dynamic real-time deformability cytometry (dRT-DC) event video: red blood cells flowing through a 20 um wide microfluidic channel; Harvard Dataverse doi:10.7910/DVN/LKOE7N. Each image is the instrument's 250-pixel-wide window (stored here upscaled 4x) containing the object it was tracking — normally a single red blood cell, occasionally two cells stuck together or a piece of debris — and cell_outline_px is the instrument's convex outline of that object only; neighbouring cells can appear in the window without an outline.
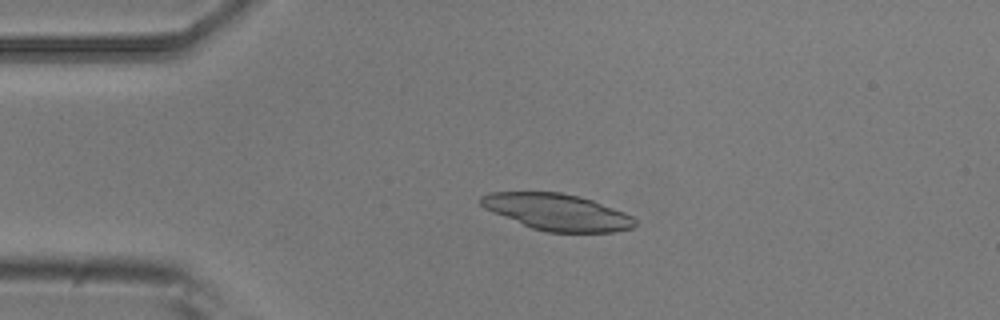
{"species": "common noctule bat (a hibernating species)", "species_latin": "Nyctalus noctula", "temperature_condition": "room temperature", "stored_images_in_passage": 4, "camera_frame_rate_fps": 3000, "um_per_image_px": 0.085, "animal": {"sex": "male", "body_mass_g": 20.5, "forearm_length_mm": 52.5}, "frame": {"image": 1, "passage_image": 3, "time_ms": 0.667, "image_size_px": [1000, 320], "cell_outline_px": [[636, 224], [632, 228], [612, 232], [548, 232], [532, 228], [492, 212], [484, 208], [480, 204], [480, 196], [488, 192], [560, 192], [580, 196], [592, 200], [624, 212], [632, 216], [636, 220]], "centroid_in_image_um": [47.34, 18.02], "position_along_channel_um": 37.7, "area_um2": 32.71}}